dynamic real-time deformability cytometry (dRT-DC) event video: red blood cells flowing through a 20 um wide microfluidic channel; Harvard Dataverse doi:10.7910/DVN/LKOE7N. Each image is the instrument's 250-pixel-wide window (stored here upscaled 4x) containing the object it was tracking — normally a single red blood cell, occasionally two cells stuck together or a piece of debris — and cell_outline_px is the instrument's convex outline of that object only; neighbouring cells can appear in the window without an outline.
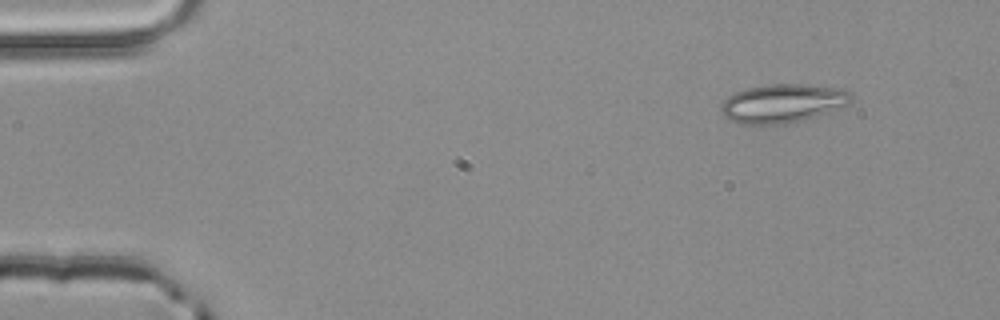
{"species": "common noctule bat (a hibernating species)", "species_latin": "Nyctalus noctula", "temperature_condition": "room temperature", "stored_images_in_passage": 4, "camera_frame_rate_fps": 3000, "um_per_image_px": 0.085, "animal": {"sex": "male", "body_mass_g": 20.4}, "frame": {"image": 1, "passage_image": 4, "time_ms": 1.0, "image_size_px": [1000, 320], "cell_outline_px": [[852, 100], [848, 104], [832, 112], [804, 120], [788, 124], [740, 124], [724, 116], [720, 112], [720, 104], [728, 96], [736, 92], [748, 88], [768, 84], [804, 84], [840, 88], [852, 92]], "centroid_in_image_um": [66.56, 8.79], "position_along_channel_um": 18.4, "area_um2": 29.71}}